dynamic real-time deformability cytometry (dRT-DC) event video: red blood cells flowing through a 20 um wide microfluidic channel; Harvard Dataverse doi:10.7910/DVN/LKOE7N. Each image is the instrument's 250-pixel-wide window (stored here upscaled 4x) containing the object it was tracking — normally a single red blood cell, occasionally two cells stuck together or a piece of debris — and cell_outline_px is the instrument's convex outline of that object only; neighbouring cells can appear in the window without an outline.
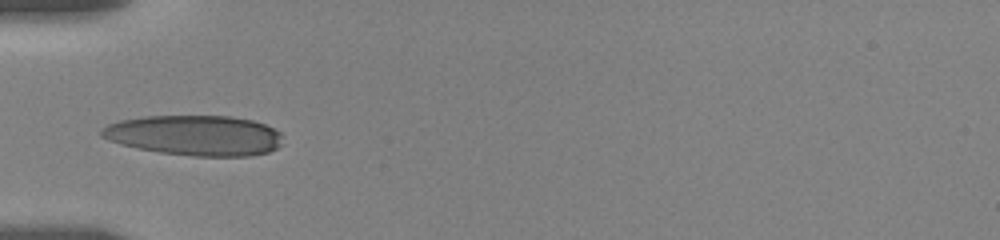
{"species": "human", "species_latin": "Homo sapiens", "temperature_condition": "room temperature", "stored_images_in_passage": 50, "camera_frame_rate_fps": 3000, "um_per_image_px": 0.085, "donor": {"sex": "female"}, "frame": {"image": 1, "passage_image": 1, "time_ms": 0.0, "image_size_px": [1000, 240], "cell_outline_px": [[280, 144], [276, 148], [268, 152], [252, 156], [192, 156], [160, 152], [136, 148], [120, 144], [108, 140], [100, 136], [100, 128], [108, 124], [120, 120], [144, 116], [228, 116], [252, 120], [264, 124], [280, 132]], "centroid_in_image_um": [16.51, 11.51], "position_along_channel_um": 68.5, "area_um2": 42.54}}
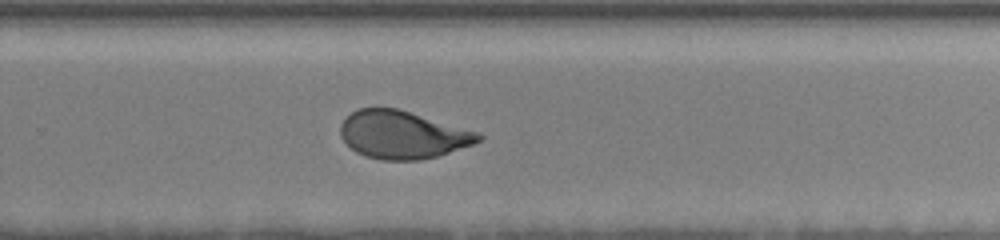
{"frame": {"image": 2, "passage_image": 31, "time_ms": 6.333, "image_size_px": [1000, 240], "cell_outline_px": [[484, 136], [480, 140], [472, 144], [436, 156], [420, 160], [380, 160], [364, 156], [356, 152], [340, 136], [340, 124], [356, 108], [396, 108], [480, 132]], "centroid_in_image_um": [34.2, 11.45], "position_along_channel_um": 295.6, "area_um2": 38.21}}
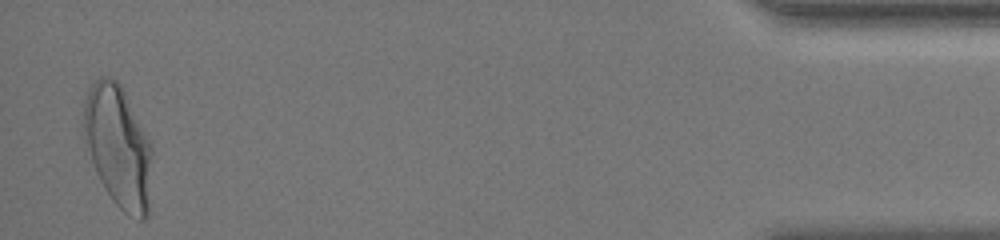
{"frame": {"image": 3, "passage_image": 49, "time_ms": 12.0, "image_size_px": [1000, 240], "cell_outline_px": [[152, 156], [148, 212], [144, 220], [140, 220], [128, 216], [112, 200], [104, 188], [100, 180], [92, 160], [84, 132], [84, 100], [92, 84], [100, 76], [108, 76], [116, 80], [124, 88], [152, 140]], "centroid_in_image_um": [10.1, 12.42], "position_along_channel_um": 425.1, "area_um2": 48.9}, "authors_computed_cell_mechanics": {"area_um2": 39.8531, "velocity_mm_per_s": 3.5997, "shape_relaxation_time_tau1_ms": 6.2556, "shape_relaxation_time_tau2_ms": 0.9333, "deformation_change_tau1": 0.2134, "deformation_change_tau2": 0.075}}